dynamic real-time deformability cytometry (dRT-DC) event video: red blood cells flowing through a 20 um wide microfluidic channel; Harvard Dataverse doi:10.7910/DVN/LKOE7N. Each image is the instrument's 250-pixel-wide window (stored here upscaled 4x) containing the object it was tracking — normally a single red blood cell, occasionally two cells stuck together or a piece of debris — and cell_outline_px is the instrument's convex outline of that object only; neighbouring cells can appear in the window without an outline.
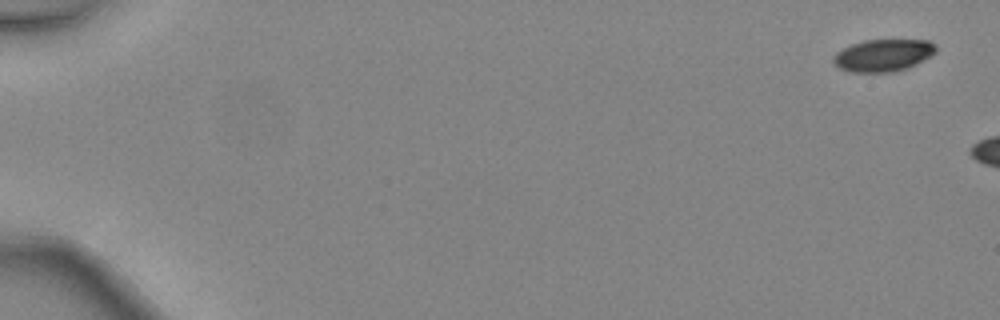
{"species": "common noctule bat (a hibernating species)", "species_latin": "Nyctalus noctula", "temperature_condition": "warm", "stored_images_in_passage": 3, "camera_frame_rate_fps": 3000, "um_per_image_px": 0.085, "animal": {"sex": "female", "body_mass_g": 24.6, "forearm_length_mm": 56.2}, "frame": {"image": 1, "passage_image": 1, "time_ms": 0.0, "image_size_px": [1000, 320], "cell_outline_px": [[936, 52], [932, 56], [908, 68], [892, 72], [852, 72], [840, 68], [832, 60], [832, 56], [836, 52], [852, 44], [864, 40], [928, 40], [936, 44]], "centroid_in_image_um": [75.1, 4.7], "position_along_channel_um": 9.9, "area_um2": 19.31}}